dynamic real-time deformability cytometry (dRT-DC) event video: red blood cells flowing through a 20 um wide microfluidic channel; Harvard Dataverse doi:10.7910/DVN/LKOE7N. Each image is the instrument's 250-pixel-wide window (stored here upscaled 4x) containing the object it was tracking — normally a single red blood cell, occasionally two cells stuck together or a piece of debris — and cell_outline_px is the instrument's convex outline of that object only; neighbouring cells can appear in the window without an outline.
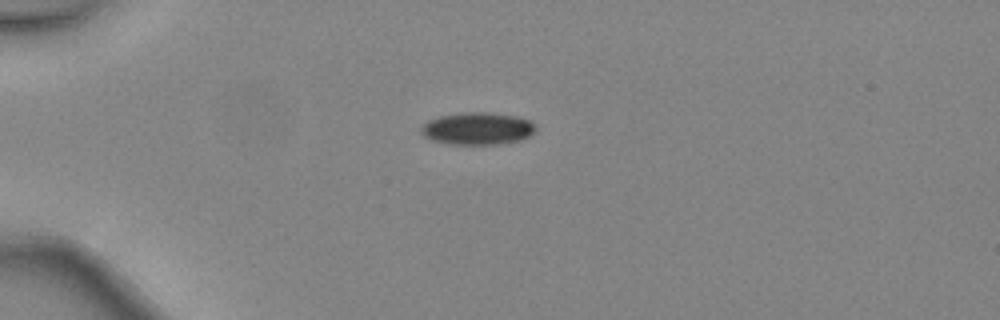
{"species": "common noctule bat (a hibernating species)", "species_latin": "Nyctalus noctula", "temperature_condition": "warm", "stored_images_in_passage": 2, "camera_frame_rate_fps": 3000, "um_per_image_px": 0.085, "animal": {"sex": "female", "body_mass_g": 24.6, "forearm_length_mm": 56.2}, "frame": {"image": 1, "passage_image": 1, "time_ms": 0.0, "image_size_px": [1000, 320], "cell_outline_px": [[536, 132], [532, 136], [520, 140], [500, 144], [448, 144], [432, 140], [424, 136], [420, 132], [420, 128], [428, 120], [440, 116], [464, 112], [492, 112], [516, 116], [528, 120], [536, 124]], "centroid_in_image_um": [40.62, 10.92], "position_along_channel_um": 44.4, "area_um2": 21.85}}